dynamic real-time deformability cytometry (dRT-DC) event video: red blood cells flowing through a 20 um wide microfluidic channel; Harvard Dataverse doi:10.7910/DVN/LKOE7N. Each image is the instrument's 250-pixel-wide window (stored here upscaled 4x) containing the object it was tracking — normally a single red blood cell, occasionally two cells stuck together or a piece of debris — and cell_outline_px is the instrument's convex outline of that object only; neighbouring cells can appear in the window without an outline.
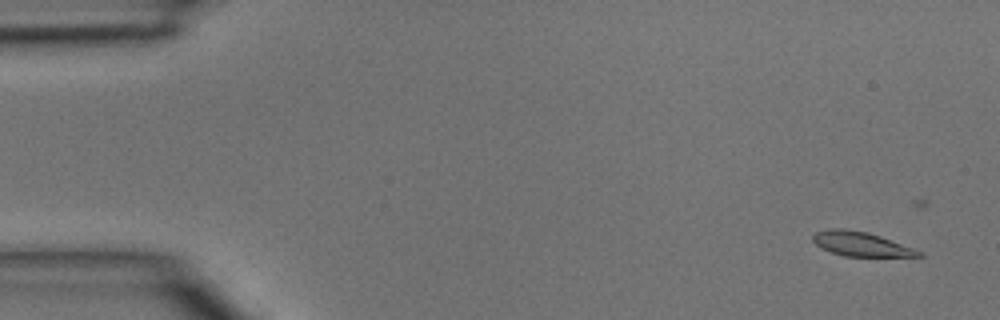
{"species": "common noctule bat (a hibernating species)", "species_latin": "Nyctalus noctula", "temperature_condition": "room temperature", "stored_images_in_passage": 4, "camera_frame_rate_fps": 3000, "um_per_image_px": 0.085, "animal": {"sex": "male", "body_mass_g": 15.6}, "frame": {"image": 1, "passage_image": 1, "time_ms": 0.0, "image_size_px": [1000, 320], "cell_outline_px": [[924, 256], [844, 256], [820, 248], [812, 240], [812, 236], [816, 232], [832, 228], [844, 228], [868, 232], [880, 236], [924, 252]], "centroid_in_image_um": [73.16, 20.73], "position_along_channel_um": 11.8, "area_um2": 14.91}}